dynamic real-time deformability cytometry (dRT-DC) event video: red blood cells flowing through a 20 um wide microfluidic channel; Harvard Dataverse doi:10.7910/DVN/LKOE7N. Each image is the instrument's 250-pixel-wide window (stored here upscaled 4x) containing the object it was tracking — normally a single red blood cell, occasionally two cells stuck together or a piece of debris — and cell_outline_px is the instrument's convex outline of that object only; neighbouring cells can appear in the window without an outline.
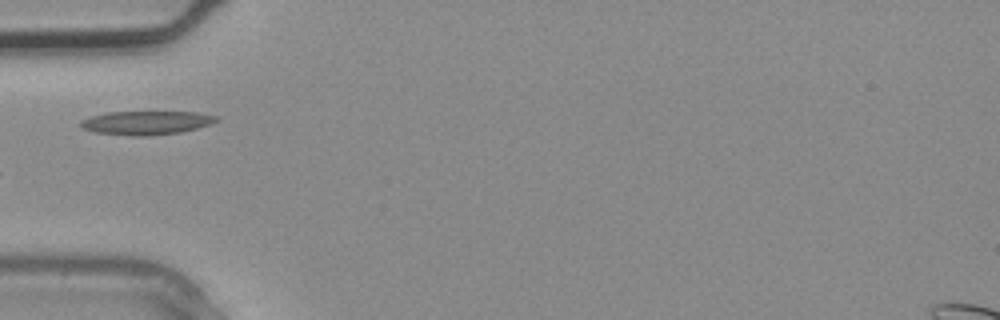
{"species": "common noctule bat (a hibernating species)", "species_latin": "Nyctalus noctula", "temperature_condition": "warm", "stored_images_in_passage": 3, "camera_frame_rate_fps": 3000, "um_per_image_px": 0.085, "animal": {"sex": "male", "body_mass_g": 20.4}, "frame": {"image": 1, "passage_image": 3, "time_ms": 0.667, "image_size_px": [1000, 320], "cell_outline_px": [[220, 120], [212, 124], [180, 132], [148, 136], [132, 136], [96, 132], [84, 128], [80, 124], [80, 120], [92, 116], [108, 112], [196, 112], [216, 116]], "centroid_in_image_um": [12.46, 10.43], "position_along_channel_um": 72.5, "area_um2": 18.61}}